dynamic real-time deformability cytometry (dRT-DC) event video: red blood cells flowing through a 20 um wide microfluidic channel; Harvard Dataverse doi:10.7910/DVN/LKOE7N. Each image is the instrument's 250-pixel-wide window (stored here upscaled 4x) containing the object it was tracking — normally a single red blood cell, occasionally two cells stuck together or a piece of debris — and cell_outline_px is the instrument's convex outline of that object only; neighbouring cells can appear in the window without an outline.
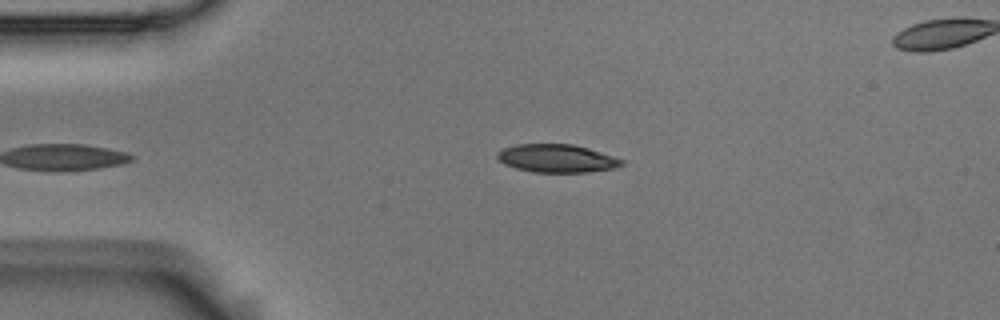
{"species": "Egyptian fruit bat (a non-hibernating species)", "species_latin": "Rousettus aegyptiacus", "temperature_condition": "room temperature", "stored_images_in_passage": 4, "camera_frame_rate_fps": 3000, "um_per_image_px": 0.085, "animal": {"sex": "male"}, "frame": {"image": 1, "passage_image": 4, "time_ms": 1.0, "image_size_px": [1000, 320], "cell_outline_px": [[624, 164], [612, 168], [584, 172], [532, 172], [516, 168], [504, 164], [496, 156], [496, 152], [504, 148], [516, 144], [572, 144], [588, 148], [624, 160]], "centroid_in_image_um": [47.28, 13.46], "position_along_channel_um": 37.7, "area_um2": 20.17}}